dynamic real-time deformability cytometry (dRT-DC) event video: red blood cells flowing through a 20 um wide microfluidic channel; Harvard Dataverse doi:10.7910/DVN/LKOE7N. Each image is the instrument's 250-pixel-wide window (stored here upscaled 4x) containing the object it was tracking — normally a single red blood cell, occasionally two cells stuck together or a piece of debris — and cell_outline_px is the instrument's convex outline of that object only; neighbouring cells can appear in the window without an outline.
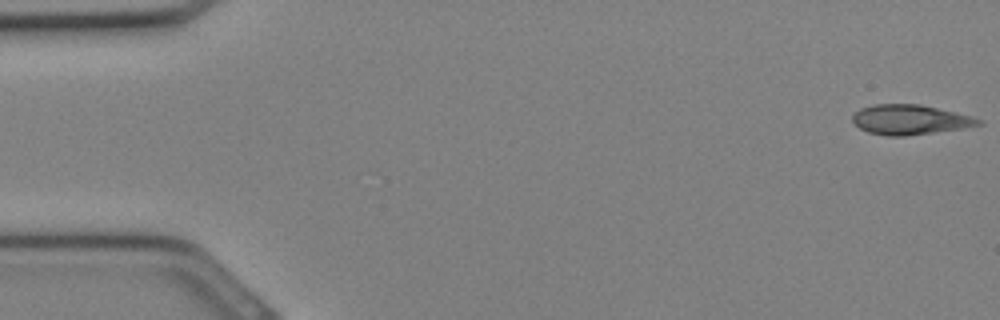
{"species": "Egyptian fruit bat (a non-hibernating species)", "species_latin": "Rousettus aegyptiacus", "temperature_condition": "cold", "stored_images_in_passage": 23, "camera_frame_rate_fps": 3000, "um_per_image_px": 0.085, "animal": {"sex": "female"}, "frame": {"image": 1, "passage_image": 1, "time_ms": 0.0, "image_size_px": [1000, 320], "cell_outline_px": [[984, 124], [964, 128], [904, 136], [888, 136], [868, 132], [860, 128], [852, 120], [852, 116], [860, 108], [872, 104], [920, 104], [956, 112], [972, 116], [984, 120]], "centroid_in_image_um": [77.38, 10.16], "position_along_channel_um": 7.6, "area_um2": 21.96}}
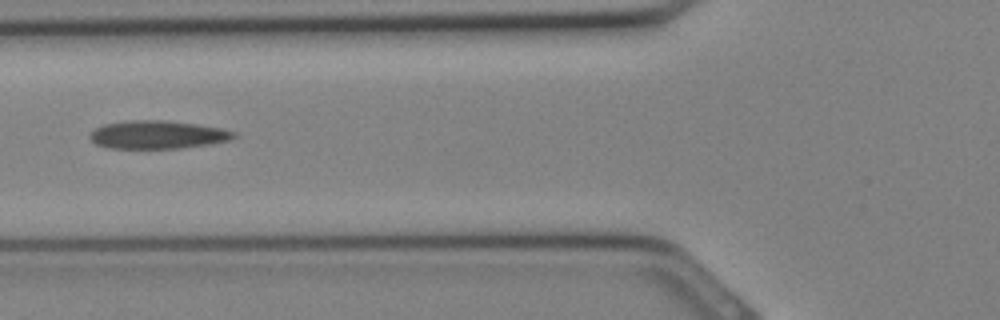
{"frame": {"image": 2, "passage_image": 12, "time_ms": 3.667, "image_size_px": [1000, 320], "cell_outline_px": [[240, 136], [232, 140], [208, 144], [180, 148], [108, 148], [96, 144], [88, 136], [96, 128], [104, 124], [132, 120], [168, 120], [224, 128], [236, 132]], "centroid_in_image_um": [13.47, 11.44], "position_along_channel_um": 112.3, "area_um2": 23.76}}
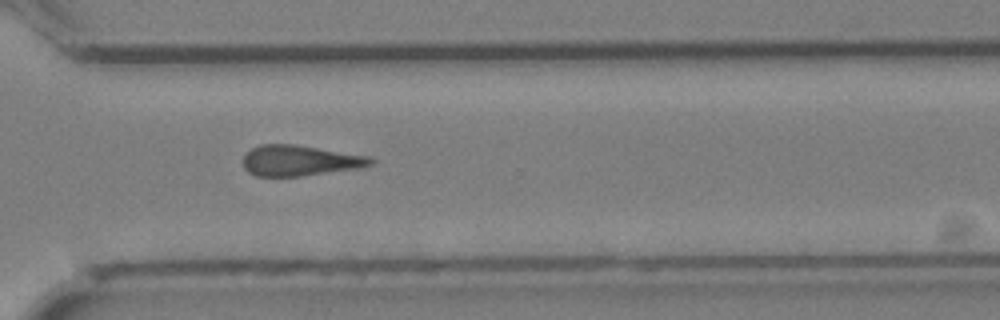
{"frame": {"image": 3, "passage_image": 23, "time_ms": 7.333, "image_size_px": [1000, 320], "cell_outline_px": [[376, 164], [360, 168], [300, 176], [256, 176], [248, 172], [244, 168], [244, 156], [252, 148], [260, 144], [292, 144], [368, 156], [376, 160]], "centroid_in_image_um": [25.51, 13.65], "position_along_channel_um": 345.1, "area_um2": 22.66}}